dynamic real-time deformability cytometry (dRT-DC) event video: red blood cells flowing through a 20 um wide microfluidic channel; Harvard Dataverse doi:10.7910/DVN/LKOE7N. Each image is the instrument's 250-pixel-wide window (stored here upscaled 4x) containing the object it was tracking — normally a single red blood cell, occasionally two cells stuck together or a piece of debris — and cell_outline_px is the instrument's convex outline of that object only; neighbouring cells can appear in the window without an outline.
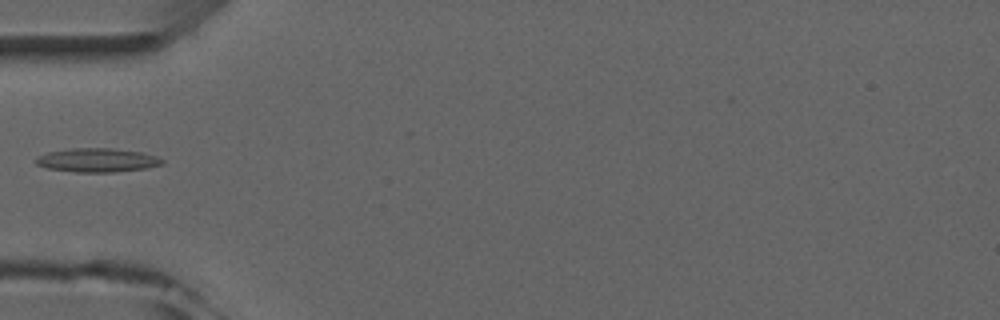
{"species": "common noctule bat (a hibernating species)", "species_latin": "Nyctalus noctula", "temperature_condition": "room temperature", "stored_images_in_passage": 4, "camera_frame_rate_fps": 3000, "um_per_image_px": 0.085, "animal": {"sex": "male", "forearm_length_mm": 52.5}, "frame": {"image": 1, "passage_image": 4, "time_ms": 4.333, "image_size_px": [1000, 320], "cell_outline_px": [[164, 164], [144, 168], [116, 172], [76, 172], [48, 168], [36, 164], [36, 156], [48, 152], [68, 148], [108, 148], [140, 152], [156, 156], [164, 160]], "centroid_in_image_um": [8.24, 13.61], "position_along_channel_um": 76.8, "area_um2": 17.46}}